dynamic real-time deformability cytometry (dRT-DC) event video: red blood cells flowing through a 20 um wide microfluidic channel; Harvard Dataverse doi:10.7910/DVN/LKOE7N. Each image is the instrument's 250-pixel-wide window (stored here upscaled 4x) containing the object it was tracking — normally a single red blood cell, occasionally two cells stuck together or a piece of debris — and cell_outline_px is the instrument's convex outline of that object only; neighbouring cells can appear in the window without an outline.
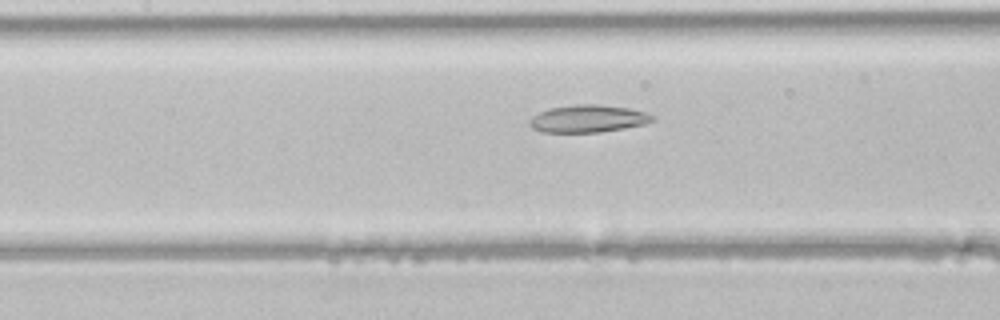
{"species": "common noctule bat (a hibernating species)", "species_latin": "Nyctalus noctula", "temperature_condition": "room temperature", "stored_images_in_passage": 17, "camera_frame_rate_fps": 3000, "um_per_image_px": 0.085, "animal": {"sex": "male", "body_mass_g": 21.5, "forearm_length_mm": 52.0}, "frame": {"image": 1, "passage_image": 15, "time_ms": 4.667, "image_size_px": [1000, 320], "cell_outline_px": [[656, 120], [644, 124], [624, 128], [600, 132], [540, 132], [532, 128], [528, 124], [528, 120], [532, 116], [548, 108], [576, 104], [600, 104], [628, 108], [644, 112], [656, 116]], "centroid_in_image_um": [49.96, 10.08], "position_along_channel_um": 157.4, "area_um2": 19.83}}